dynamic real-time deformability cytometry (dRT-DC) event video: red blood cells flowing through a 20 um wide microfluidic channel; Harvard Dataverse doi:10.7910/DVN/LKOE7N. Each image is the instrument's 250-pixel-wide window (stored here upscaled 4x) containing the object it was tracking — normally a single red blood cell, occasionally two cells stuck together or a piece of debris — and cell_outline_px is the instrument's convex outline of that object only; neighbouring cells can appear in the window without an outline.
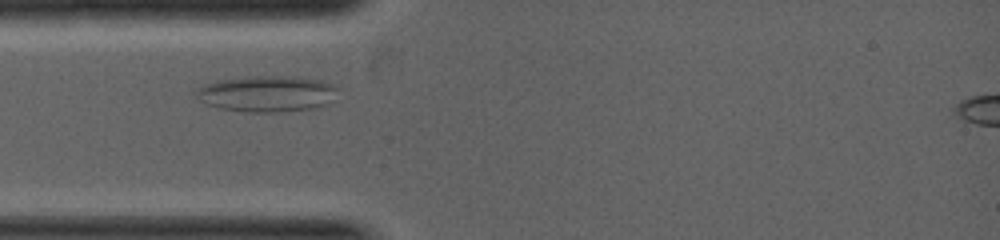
{"species": "common noctule bat (a hibernating species)", "species_latin": "Nyctalus noctula", "temperature_condition": "warm", "stored_images_in_passage": 3, "camera_frame_rate_fps": 5000, "um_per_image_px": 0.085, "animal": {"sex": "female", "body_mass_g": 19.0, "forearm_length_mm": 53.3}, "frame": {"image": 1, "passage_image": 2, "time_ms": 1.0, "image_size_px": [1000, 240], "cell_outline_px": [[336, 88], [332, 100], [316, 108], [280, 112], [244, 112], [216, 108], [204, 104], [196, 96], [196, 92], [204, 84], [216, 80], [256, 76], [296, 76], [324, 80], [332, 84]], "centroid_in_image_um": [22.66, 7.97], "position_along_channel_um": 62.3, "area_um2": 30.0}}